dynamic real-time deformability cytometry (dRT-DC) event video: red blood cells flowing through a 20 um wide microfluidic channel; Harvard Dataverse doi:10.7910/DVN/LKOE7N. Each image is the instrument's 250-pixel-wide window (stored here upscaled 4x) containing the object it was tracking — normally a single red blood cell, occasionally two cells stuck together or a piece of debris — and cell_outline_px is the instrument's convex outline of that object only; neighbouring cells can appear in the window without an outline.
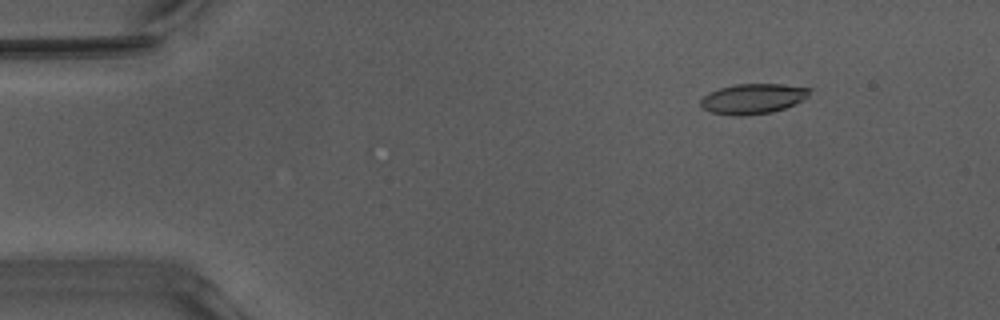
{"species": "Egyptian fruit bat (a non-hibernating species)", "species_latin": "Rousettus aegyptiacus", "temperature_condition": "warm", "stored_images_in_passage": 52, "camera_frame_rate_fps": 3000, "um_per_image_px": 0.085, "animal": {"sex": "male"}, "frame": {"image": 1, "passage_image": 7, "time_ms": 2.0, "image_size_px": [1000, 320], "cell_outline_px": [[816, 88], [804, 100], [784, 108], [772, 112], [744, 116], [732, 116], [712, 112], [704, 108], [700, 104], [700, 100], [708, 92], [720, 88], [736, 84], [784, 84]], "centroid_in_image_um": [64.06, 8.38], "position_along_channel_um": 20.9, "area_um2": 19.42}}
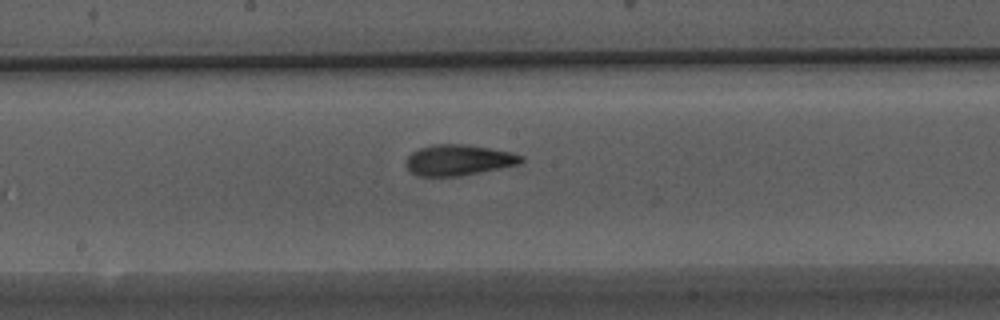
{"frame": {"image": 2, "passage_image": 28, "time_ms": 9.0, "image_size_px": [1000, 320], "cell_outline_px": [[524, 160], [520, 164], [460, 176], [416, 176], [408, 168], [408, 156], [412, 152], [420, 148], [432, 144], [464, 144], [512, 152], [524, 156]], "centroid_in_image_um": [39.01, 13.6], "position_along_channel_um": 209.2, "area_um2": 20.52}}
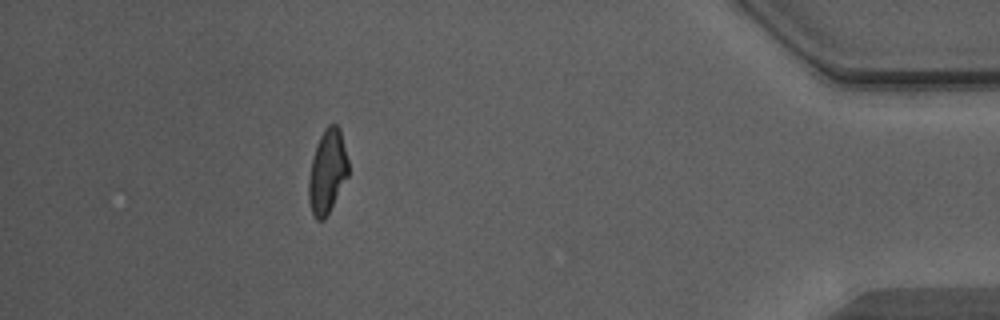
{"frame": {"image": 3, "passage_image": 47, "time_ms": 15.333, "image_size_px": [1000, 320], "cell_outline_px": [[348, 176], [324, 220], [316, 220], [312, 212], [308, 200], [308, 180], [312, 160], [320, 136], [324, 128], [328, 124], [336, 124], [340, 128], [348, 160]], "centroid_in_image_um": [27.82, 14.57], "position_along_channel_um": 407.4, "area_um2": 19.19}, "authors_computed_cell_mechanics": {"area_um2": 19.6809, "velocity_mm_per_s": 3.9837, "shape_relaxation_time_tau1_ms": 7.1759, "shape_relaxation_time_tau2_ms": 1.3189, "deformation_change_tau1": 0.2464, "deformation_change_tau2": 0.0841}}